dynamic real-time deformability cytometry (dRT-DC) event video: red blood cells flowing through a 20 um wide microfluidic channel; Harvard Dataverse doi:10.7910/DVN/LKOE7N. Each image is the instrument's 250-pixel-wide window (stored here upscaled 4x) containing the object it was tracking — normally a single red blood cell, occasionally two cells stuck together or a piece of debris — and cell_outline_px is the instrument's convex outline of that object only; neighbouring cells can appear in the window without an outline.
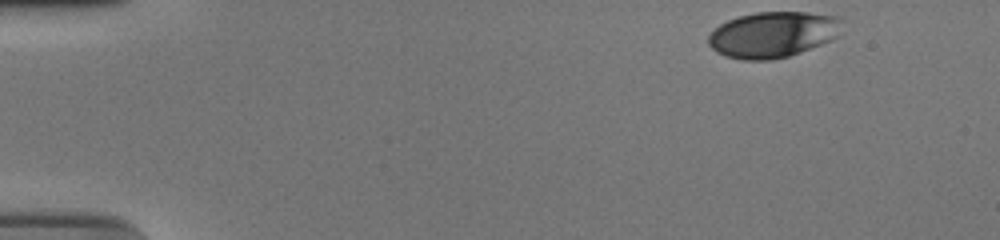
{"species": "human", "species_latin": "Homo sapiens", "temperature_condition": "cold", "stored_images_in_passage": 42, "camera_frame_rate_fps": 3000, "um_per_image_px": 0.085, "donor": {"sex": "male"}, "frame": {"image": 1, "passage_image": 1, "time_ms": 0.0, "image_size_px": [1000, 240], "cell_outline_px": [[844, 20], [840, 36], [832, 40], [800, 52], [788, 56], [772, 60], [740, 60], [724, 56], [716, 52], [708, 44], [708, 36], [720, 24], [728, 20], [740, 16], [756, 12], [808, 12], [836, 16]], "centroid_in_image_um": [65.73, 2.94], "position_along_channel_um": 19.3, "area_um2": 36.07}}
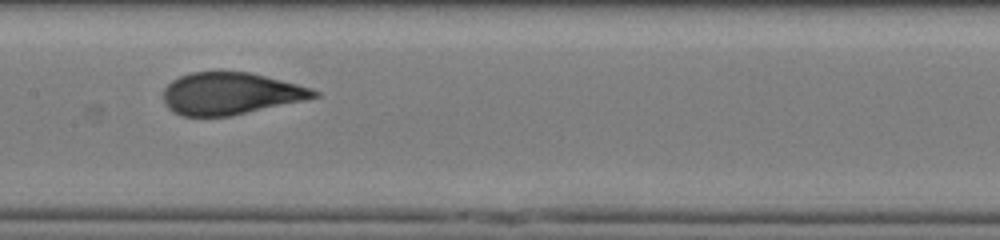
{"frame": {"image": 2, "passage_image": 24, "time_ms": 7.667, "image_size_px": [1000, 240], "cell_outline_px": [[320, 96], [304, 100], [232, 116], [184, 116], [168, 108], [164, 100], [164, 88], [172, 80], [180, 76], [192, 72], [248, 72], [312, 88], [320, 92]], "centroid_in_image_um": [19.6, 7.96], "position_along_channel_um": 187.8, "area_um2": 36.59}}
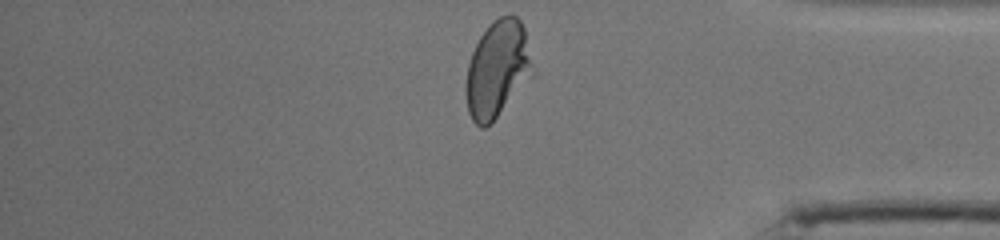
{"frame": {"image": 3, "passage_image": 42, "time_ms": 13.667, "image_size_px": [1000, 240], "cell_outline_px": [[532, 76], [496, 116], [484, 128], [480, 128], [472, 120], [468, 112], [468, 64], [472, 52], [480, 36], [488, 24], [500, 16], [516, 16], [520, 20], [524, 28]], "centroid_in_image_um": [42.26, 5.85], "position_along_channel_um": 392.9, "area_um2": 36.01}, "authors_computed_cell_mechanics": {"area_um2": 37.1076, "velocity_mm_per_s": 3.7289, "shape_relaxation_time_tau1_ms": 6.9242, "shape_relaxation_time_tau2_ms": null, "deformation_change_tau1": 0.2305, "deformation_change_tau2": null}}